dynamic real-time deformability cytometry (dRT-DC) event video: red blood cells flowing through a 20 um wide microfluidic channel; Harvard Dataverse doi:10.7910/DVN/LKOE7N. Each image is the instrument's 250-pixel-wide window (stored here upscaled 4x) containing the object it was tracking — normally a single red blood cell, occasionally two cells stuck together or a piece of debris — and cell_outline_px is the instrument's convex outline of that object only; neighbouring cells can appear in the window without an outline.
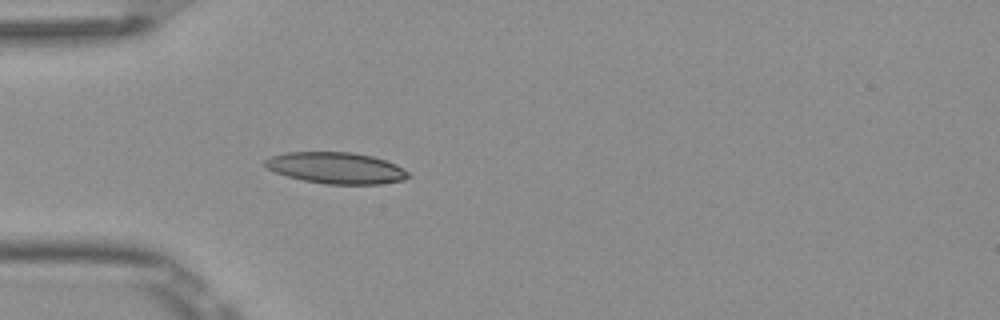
{"species": "Egyptian fruit bat (a non-hibernating species)", "species_latin": "Rousettus aegyptiacus", "temperature_condition": "room temperature", "stored_images_in_passage": 5, "camera_frame_rate_fps": 3000, "um_per_image_px": 0.085, "frame": {"image": 1, "passage_image": 5, "time_ms": 1.333, "image_size_px": [1000, 320], "cell_outline_px": [[412, 176], [404, 180], [380, 184], [328, 184], [304, 180], [288, 176], [276, 172], [268, 168], [264, 164], [264, 160], [272, 156], [288, 152], [352, 152], [372, 156], [396, 164], [404, 168]], "centroid_in_image_um": [28.62, 14.27], "position_along_channel_um": 56.4, "area_um2": 26.07}}